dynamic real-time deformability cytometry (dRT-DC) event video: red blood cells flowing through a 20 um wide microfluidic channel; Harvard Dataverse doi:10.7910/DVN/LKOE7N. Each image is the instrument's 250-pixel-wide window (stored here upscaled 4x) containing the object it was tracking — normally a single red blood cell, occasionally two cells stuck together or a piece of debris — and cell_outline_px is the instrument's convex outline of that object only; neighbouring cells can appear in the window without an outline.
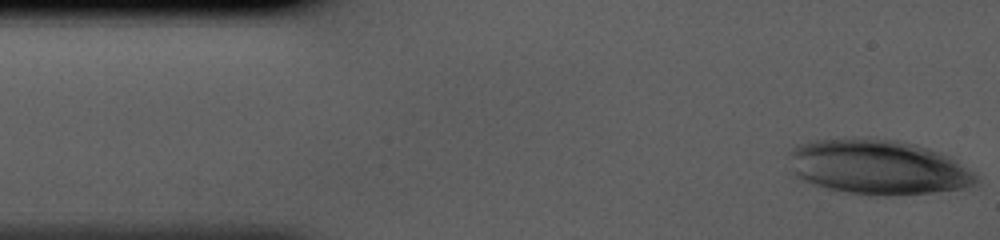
{"species": "human", "species_latin": "Homo sapiens", "temperature_condition": "cold", "stored_images_in_passage": 37, "camera_frame_rate_fps": 3000, "um_per_image_px": 0.085, "donor": {"sex": "male"}, "frame": {"image": 1, "passage_image": 1, "time_ms": 0.0, "image_size_px": [1000, 240], "cell_outline_px": [[980, 180], [976, 184], [964, 188], [932, 192], [888, 196], [848, 192], [828, 188], [812, 184], [800, 180], [792, 172], [788, 152], [792, 148], [800, 144], [812, 140], [844, 136], [868, 136], [900, 140], [916, 144], [928, 148], [948, 156], [956, 160], [972, 172]], "centroid_in_image_um": [74.57, 14.16], "position_along_channel_um": 10.4, "area_um2": 60.63}}
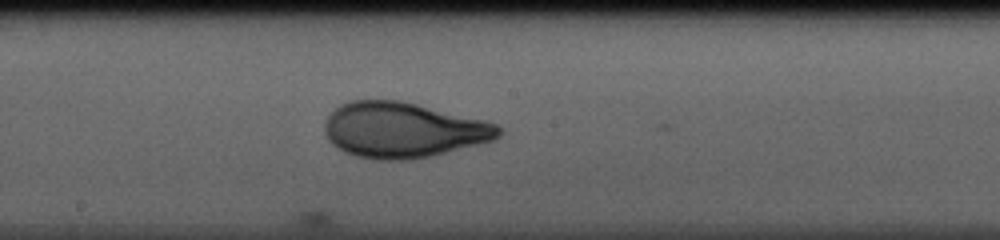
{"frame": {"image": 2, "passage_image": 21, "time_ms": 6.667, "image_size_px": [1000, 240], "cell_outline_px": [[500, 136], [492, 140], [432, 156], [412, 160], [376, 160], [356, 156], [344, 152], [332, 144], [328, 140], [324, 132], [324, 124], [328, 116], [340, 104], [348, 100], [400, 100], [484, 120], [496, 124], [500, 128]], "centroid_in_image_um": [34.21, 11.06], "position_along_channel_um": 214.0, "area_um2": 56.18}}
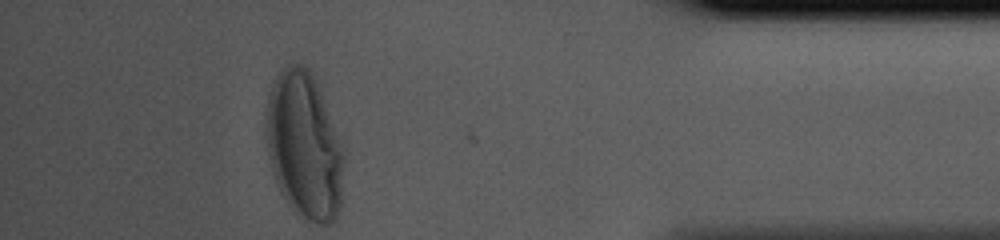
{"frame": {"image": 3, "passage_image": 37, "time_ms": 12.0, "image_size_px": [1000, 240], "cell_outline_px": [[344, 160], [340, 208], [336, 220], [332, 224], [316, 224], [292, 212], [276, 180], [272, 168], [268, 152], [264, 116], [268, 96], [272, 84], [276, 76], [288, 64], [304, 64], [312, 72], [316, 80], [344, 148]], "centroid_in_image_um": [25.87, 12.39], "position_along_channel_um": 409.3, "area_um2": 67.16}}